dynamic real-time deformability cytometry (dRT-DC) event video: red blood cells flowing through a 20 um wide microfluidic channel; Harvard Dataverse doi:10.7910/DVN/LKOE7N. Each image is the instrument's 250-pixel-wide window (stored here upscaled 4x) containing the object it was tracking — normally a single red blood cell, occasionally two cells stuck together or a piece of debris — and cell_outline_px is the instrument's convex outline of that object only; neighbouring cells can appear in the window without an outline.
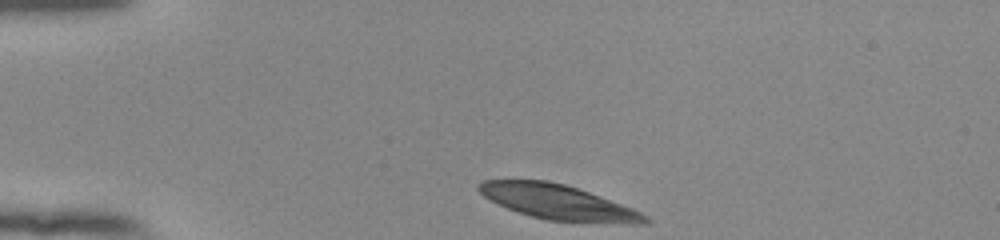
{"species": "human", "species_latin": "Homo sapiens", "temperature_condition": "room temperature", "stored_images_in_passage": 34, "camera_frame_rate_fps": 3000, "um_per_image_px": 0.085, "donor": {"sex": "female"}, "frame": {"image": 1, "passage_image": 1, "time_ms": 0.0, "image_size_px": [1000, 240], "cell_outline_px": [[652, 220], [648, 224], [628, 224], [548, 220], [532, 216], [508, 208], [484, 196], [476, 188], [484, 180], [548, 180], [564, 184], [588, 192], [632, 208], [648, 216]], "centroid_in_image_um": [47.5, 17.19], "position_along_channel_um": 37.5, "area_um2": 33.29}}
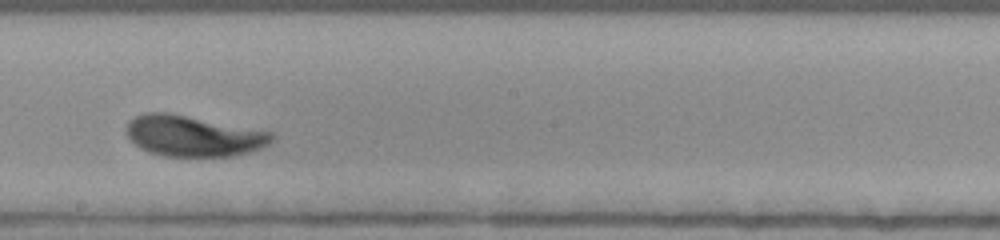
{"frame": {"image": 2, "passage_image": 20, "time_ms": 6.333, "image_size_px": [1000, 240], "cell_outline_px": [[276, 136], [268, 144], [260, 148], [248, 152], [232, 156], [164, 156], [140, 148], [128, 136], [128, 120], [144, 112], [168, 112], [272, 132]], "centroid_in_image_um": [16.44, 11.55], "position_along_channel_um": 231.8, "area_um2": 34.28}}
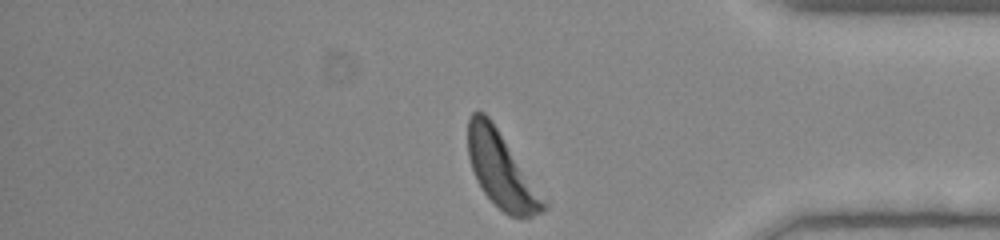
{"frame": {"image": 3, "passage_image": 34, "time_ms": 11.0, "image_size_px": [1000, 240], "cell_outline_px": [[548, 208], [532, 216], [508, 216], [484, 192], [476, 180], [468, 156], [468, 120], [472, 112], [484, 112], [492, 120], [548, 204]], "centroid_in_image_um": [42.59, 14.44], "position_along_channel_um": 392.6, "area_um2": 32.48}, "authors_computed_cell_mechanics": {"area_um2": 34.6222, "velocity_mm_per_s": 3.8246, "shape_relaxation_time_tau1_ms": 2.8163, "shape_relaxation_time_tau2_ms": null, "deformation_change_tau1": 0.1659, "deformation_change_tau2": null}}